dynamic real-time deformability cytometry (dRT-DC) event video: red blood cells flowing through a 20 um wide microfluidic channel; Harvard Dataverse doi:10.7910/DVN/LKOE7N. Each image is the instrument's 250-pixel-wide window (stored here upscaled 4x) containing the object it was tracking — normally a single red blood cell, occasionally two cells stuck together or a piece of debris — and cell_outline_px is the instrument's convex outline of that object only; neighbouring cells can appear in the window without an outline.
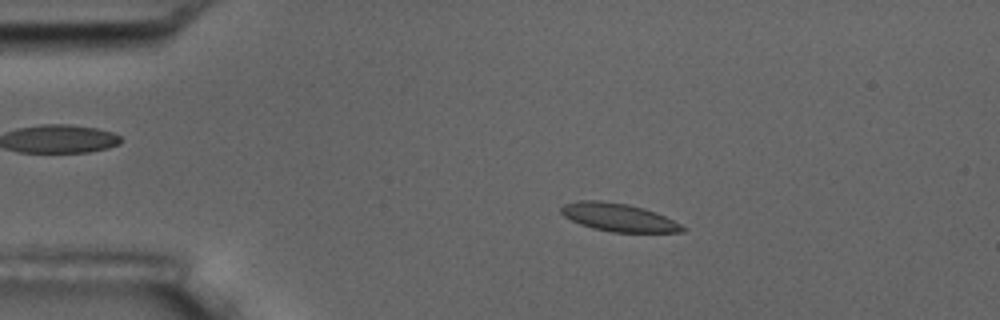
{"species": "common noctule bat (a hibernating species)", "species_latin": "Nyctalus noctula", "temperature_condition": "room temperature", "stored_images_in_passage": 4, "camera_frame_rate_fps": 3000, "um_per_image_px": 0.085, "animal": {"sex": "male", "body_mass_g": 17.5, "forearm_length_mm": 52.3}, "frame": {"image": 1, "passage_image": 2, "time_ms": 1.333, "image_size_px": [1000, 320], "cell_outline_px": [[688, 228], [684, 232], [612, 232], [592, 228], [580, 224], [564, 216], [560, 212], [560, 208], [564, 204], [576, 200], [600, 200], [628, 204], [644, 208], [656, 212]], "centroid_in_image_um": [52.56, 18.47], "position_along_channel_um": 32.4, "area_um2": 19.88}}